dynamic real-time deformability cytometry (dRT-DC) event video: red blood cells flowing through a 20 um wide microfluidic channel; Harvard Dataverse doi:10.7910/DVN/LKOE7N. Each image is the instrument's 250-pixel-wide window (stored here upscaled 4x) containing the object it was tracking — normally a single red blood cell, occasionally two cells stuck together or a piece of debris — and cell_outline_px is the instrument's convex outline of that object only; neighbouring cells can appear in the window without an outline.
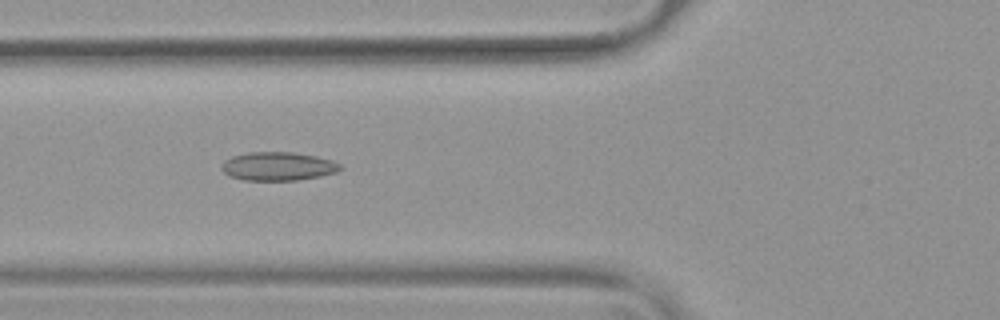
{"species": "common noctule bat (a hibernating species)", "species_latin": "Nyctalus noctula", "temperature_condition": "warm", "stored_images_in_passage": 54, "camera_frame_rate_fps": 3000, "um_per_image_px": 0.085, "animal": {"sex": "female", "body_mass_g": 19.9}, "frame": {"image": 1, "passage_image": 21, "time_ms": 6.667, "image_size_px": [1000, 320], "cell_outline_px": [[340, 168], [336, 172], [320, 176], [296, 180], [244, 180], [228, 176], [220, 168], [220, 164], [224, 160], [232, 156], [248, 152], [292, 152], [316, 156], [332, 160], [340, 164]], "centroid_in_image_um": [23.57, 14.13], "position_along_channel_um": 102.2, "area_um2": 19.77}}
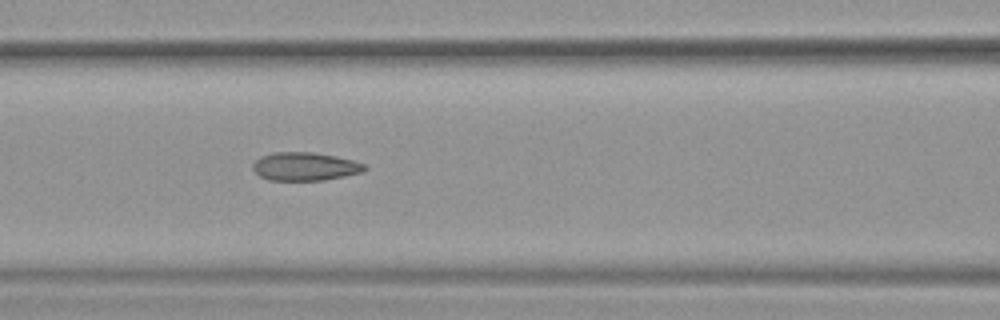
{"frame": {"image": 2, "passage_image": 24, "time_ms": 7.667, "image_size_px": [1000, 320], "cell_outline_px": [[368, 168], [364, 172], [324, 180], [268, 180], [260, 176], [252, 168], [252, 164], [260, 156], [272, 152], [312, 152], [336, 156], [352, 160], [364, 164]], "centroid_in_image_um": [25.92, 14.14], "position_along_channel_um": 140.7, "area_um2": 18.5}}
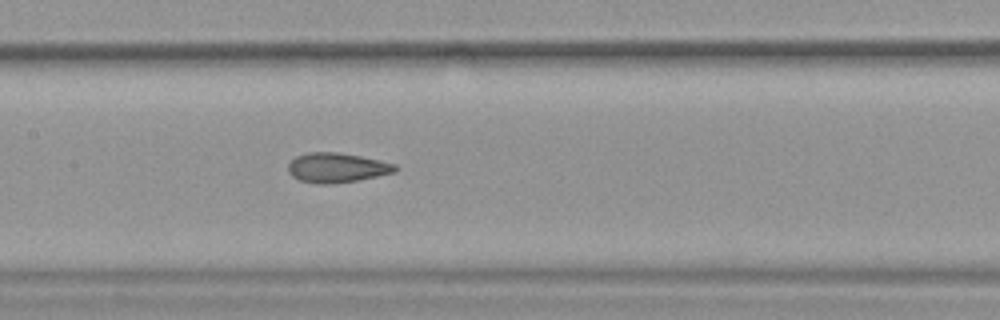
{"frame": {"image": 3, "passage_image": 27, "time_ms": 8.667, "image_size_px": [1000, 320], "cell_outline_px": [[400, 168], [396, 172], [360, 180], [332, 184], [316, 184], [300, 180], [292, 176], [288, 172], [288, 164], [296, 156], [308, 152], [336, 152], [360, 156], [396, 164]], "centroid_in_image_um": [28.65, 14.26], "position_along_channel_um": 178.8, "area_um2": 18.67}, "authors_computed_cell_mechanics": {"area_um2": 19.8254, "velocity_mm_per_s": 3.8108, "shape_relaxation_time_tau1_ms": 11.1955, "shape_relaxation_time_tau2_ms": 1.5027, "deformation_change_tau1": 0.2274, "deformation_change_tau2": 0.0914}}